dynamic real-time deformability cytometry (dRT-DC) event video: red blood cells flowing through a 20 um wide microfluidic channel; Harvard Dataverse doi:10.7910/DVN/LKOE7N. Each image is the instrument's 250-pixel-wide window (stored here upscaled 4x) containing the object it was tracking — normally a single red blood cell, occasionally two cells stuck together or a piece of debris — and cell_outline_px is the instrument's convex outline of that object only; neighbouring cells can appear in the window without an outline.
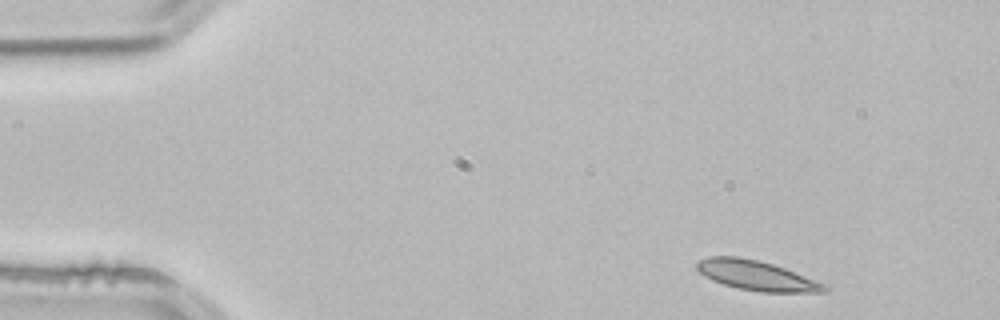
{"species": "common noctule bat (a hibernating species)", "species_latin": "Nyctalus noctula", "temperature_condition": "room temperature", "stored_images_in_passage": 3, "camera_frame_rate_fps": 3000, "um_per_image_px": 0.085, "animal": {"sex": "male", "body_mass_g": 21.5, "forearm_length_mm": 52.0}, "frame": {"image": 1, "passage_image": 1, "time_ms": 0.0, "image_size_px": [1000, 320], "cell_outline_px": [[832, 288], [828, 292], [760, 292], [740, 288], [724, 284], [712, 280], [704, 276], [696, 268], [696, 264], [700, 260], [708, 256], [736, 256], [756, 260], [772, 264], [784, 268], [824, 284]], "centroid_in_image_um": [64.3, 23.42], "position_along_channel_um": 20.7, "area_um2": 21.85}}